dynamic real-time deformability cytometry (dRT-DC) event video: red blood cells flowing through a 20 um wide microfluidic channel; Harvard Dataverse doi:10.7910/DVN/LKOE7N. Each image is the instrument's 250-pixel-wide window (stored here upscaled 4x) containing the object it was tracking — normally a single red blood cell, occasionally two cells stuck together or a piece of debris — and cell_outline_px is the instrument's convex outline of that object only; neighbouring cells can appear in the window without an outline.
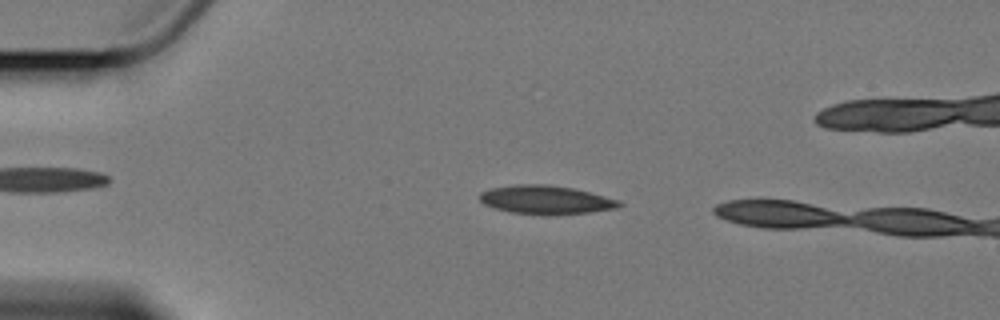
{"species": "Egyptian fruit bat (a non-hibernating species)", "species_latin": "Rousettus aegyptiacus", "temperature_condition": "cold", "stored_images_in_passage": 4, "camera_frame_rate_fps": 3000, "um_per_image_px": 0.085, "animal": {"sex": "female"}, "frame": {"image": 1, "passage_image": 2, "time_ms": 1.333, "image_size_px": [1000, 320], "cell_outline_px": [[624, 204], [616, 208], [588, 212], [552, 216], [544, 216], [512, 212], [492, 208], [484, 204], [480, 200], [480, 192], [488, 188], [516, 184], [548, 184], [572, 188], [620, 200]], "centroid_in_image_um": [46.36, 16.99], "position_along_channel_um": 38.6, "area_um2": 23.58}}